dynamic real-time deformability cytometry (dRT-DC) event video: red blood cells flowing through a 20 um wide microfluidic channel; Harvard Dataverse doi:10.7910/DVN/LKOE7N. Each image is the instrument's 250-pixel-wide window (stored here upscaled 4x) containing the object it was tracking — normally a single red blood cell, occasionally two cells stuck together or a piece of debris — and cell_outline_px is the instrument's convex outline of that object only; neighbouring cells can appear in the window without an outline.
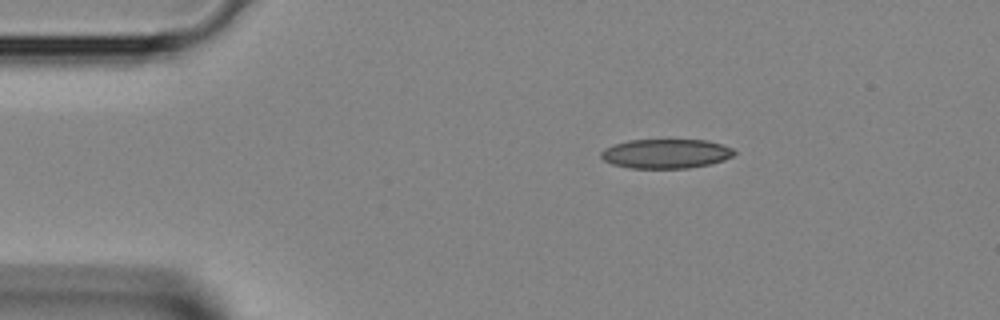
{"species": "Egyptian fruit bat (a non-hibernating species)", "species_latin": "Rousettus aegyptiacus", "temperature_condition": "room temperature", "stored_images_in_passage": 2, "camera_frame_rate_fps": 3000, "um_per_image_px": 0.085, "animal": {"sex": "female"}, "frame": {"image": 1, "passage_image": 1, "time_ms": 0.0, "image_size_px": [1000, 320], "cell_outline_px": [[736, 152], [732, 156], [724, 160], [708, 164], [688, 168], [632, 168], [612, 164], [604, 160], [600, 156], [600, 152], [604, 148], [628, 140], [708, 140], [732, 148]], "centroid_in_image_um": [56.59, 13.06], "position_along_channel_um": 28.4, "area_um2": 22.66}}
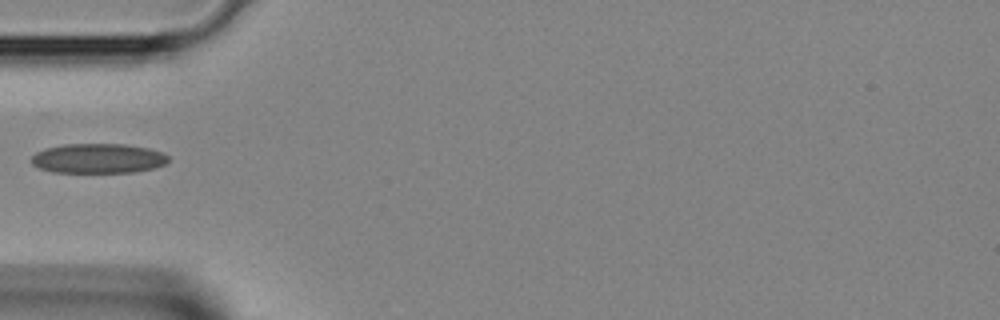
{"frame": {"image": 2, "passage_image": 2, "time_ms": 0.333, "image_size_px": [1000, 320], "cell_outline_px": [[168, 160], [164, 164], [152, 168], [132, 172], [52, 172], [40, 168], [32, 164], [32, 156], [36, 152], [44, 148], [64, 144], [124, 144], [148, 148], [164, 152], [168, 156]], "centroid_in_image_um": [8.32, 13.45], "position_along_channel_um": 76.7, "area_um2": 23.64}}